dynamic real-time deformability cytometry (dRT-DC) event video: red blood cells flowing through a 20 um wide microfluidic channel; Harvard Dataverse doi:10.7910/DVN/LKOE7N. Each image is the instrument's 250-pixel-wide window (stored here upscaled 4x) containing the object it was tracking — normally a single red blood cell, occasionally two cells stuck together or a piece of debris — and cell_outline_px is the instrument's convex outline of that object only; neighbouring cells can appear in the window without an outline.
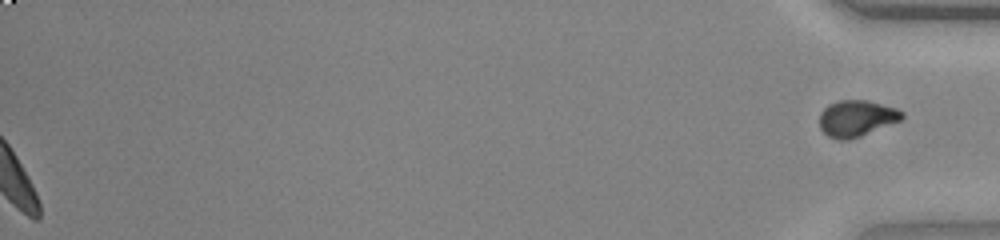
{"species": "common noctule bat (a hibernating species)", "species_latin": "Nyctalus noctula", "temperature_condition": "warm", "stored_images_in_passage": 47, "segment_of_instrument_passage": [2, 2], "camera_frame_rate_fps": 3000, "um_per_image_px": 0.085, "animal": {"sex": "female", "body_mass_g": 23.0, "forearm_length_mm": 53.4}, "frame": {"image": 1, "passage_image": 47, "time_ms": 15.333, "image_size_px": [1000, 240], "cell_outline_px": [[904, 116], [900, 120], [860, 136], [848, 140], [836, 140], [828, 136], [820, 128], [820, 112], [828, 104], [840, 100], [868, 100], [896, 108], [904, 112]], "centroid_in_image_um": [72.78, 10.05], "position_along_channel_um": 362.4, "area_um2": 17.4}}